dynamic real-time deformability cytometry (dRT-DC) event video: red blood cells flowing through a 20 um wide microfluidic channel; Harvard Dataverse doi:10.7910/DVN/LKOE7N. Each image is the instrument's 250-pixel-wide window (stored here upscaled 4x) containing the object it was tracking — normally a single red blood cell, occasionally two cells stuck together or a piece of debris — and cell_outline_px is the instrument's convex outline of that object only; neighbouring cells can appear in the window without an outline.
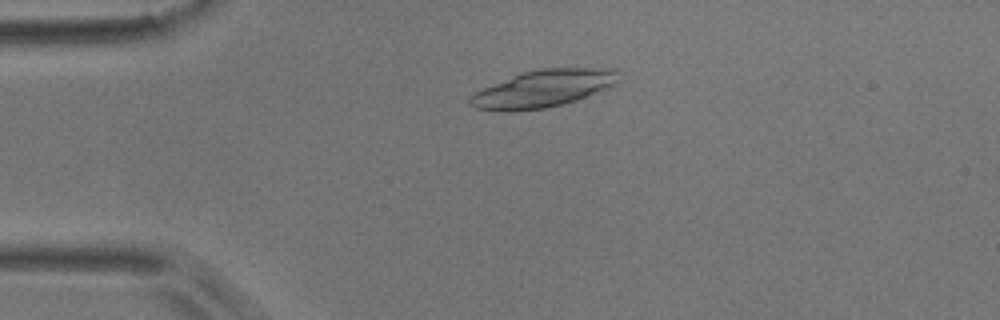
{"species": "common noctule bat (a hibernating species)", "species_latin": "Nyctalus noctula", "temperature_condition": "room temperature", "stored_images_in_passage": 54, "camera_frame_rate_fps": 3000, "um_per_image_px": 0.085, "animal": {"sex": "male", "body_mass_g": 17.9}, "frame": {"image": 1, "passage_image": 12, "time_ms": 3.667, "image_size_px": [1000, 320], "cell_outline_px": [[620, 72], [616, 84], [576, 100], [564, 104], [544, 108], [508, 112], [476, 108], [468, 104], [468, 96], [484, 88], [520, 72], [540, 68], [604, 68]], "centroid_in_image_um": [46.13, 7.53], "position_along_channel_um": 38.9, "area_um2": 32.08}}
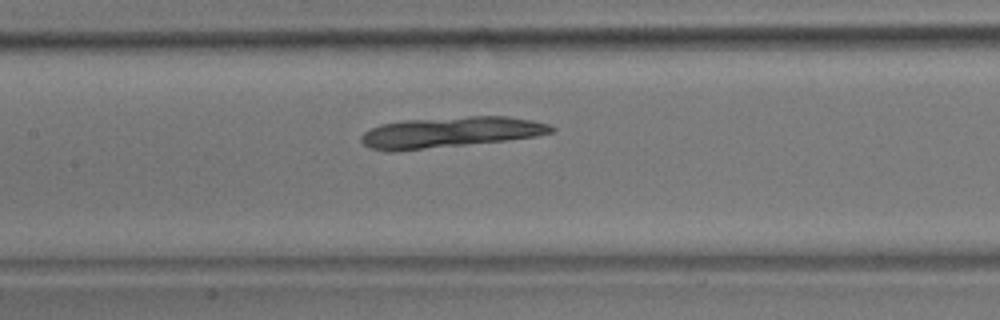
{"frame": {"image": 2, "passage_image": 25, "time_ms": 8.0, "image_size_px": [1000, 320], "cell_outline_px": [[556, 132], [536, 136], [504, 140], [396, 152], [388, 152], [368, 148], [360, 140], [360, 136], [364, 132], [380, 124], [404, 120], [468, 116], [508, 116], [532, 120], [548, 124], [556, 128]], "centroid_in_image_um": [38.24, 11.24], "position_along_channel_um": 169.2, "area_um2": 34.22}}
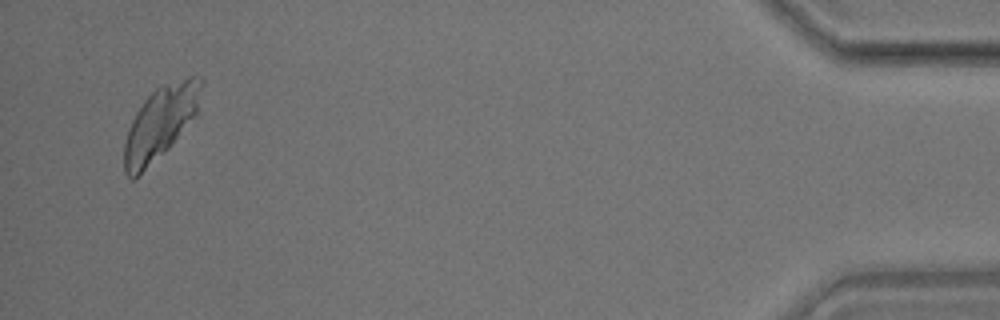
{"frame": {"image": 3, "passage_image": 52, "time_ms": 17.0, "image_size_px": [1000, 320], "cell_outline_px": [[204, 84], [196, 112], [168, 148], [136, 180], [132, 180], [124, 172], [124, 144], [128, 128], [136, 112], [144, 100], [156, 88], [164, 84], [188, 76], [200, 76], [204, 80]], "centroid_in_image_um": [13.6, 10.44], "position_along_channel_um": 421.6, "area_um2": 32.43}}